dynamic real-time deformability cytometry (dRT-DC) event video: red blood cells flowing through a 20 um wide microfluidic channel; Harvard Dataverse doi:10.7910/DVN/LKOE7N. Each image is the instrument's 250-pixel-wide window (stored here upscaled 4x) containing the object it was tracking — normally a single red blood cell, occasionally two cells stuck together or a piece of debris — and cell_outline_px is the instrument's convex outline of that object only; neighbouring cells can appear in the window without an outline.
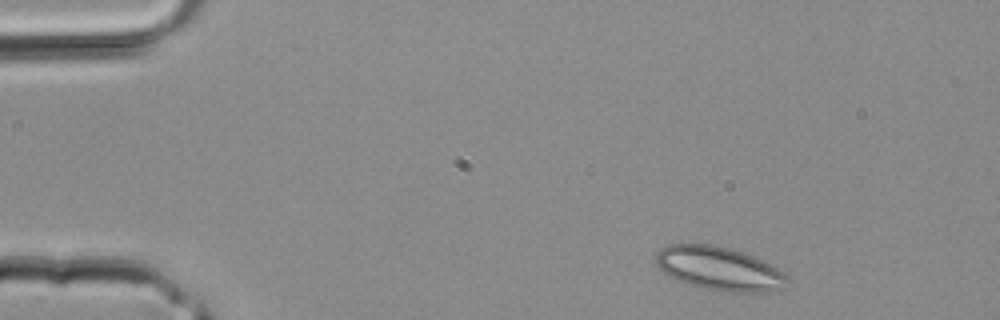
{"species": "common noctule bat (a hibernating species)", "species_latin": "Nyctalus noctula", "temperature_condition": "room temperature", "stored_images_in_passage": 2, "camera_frame_rate_fps": 3000, "um_per_image_px": 0.085, "animal": {"sex": "male", "body_mass_g": 20.4}, "frame": {"image": 1, "passage_image": 1, "time_ms": 0.0, "image_size_px": [1000, 320], "cell_outline_px": [[792, 280], [784, 288], [764, 292], [732, 292], [704, 288], [680, 280], [664, 272], [656, 264], [656, 252], [660, 248], [668, 244], [712, 244], [744, 252], [784, 272]], "centroid_in_image_um": [61.17, 22.82], "position_along_channel_um": 23.8, "area_um2": 33.12}}